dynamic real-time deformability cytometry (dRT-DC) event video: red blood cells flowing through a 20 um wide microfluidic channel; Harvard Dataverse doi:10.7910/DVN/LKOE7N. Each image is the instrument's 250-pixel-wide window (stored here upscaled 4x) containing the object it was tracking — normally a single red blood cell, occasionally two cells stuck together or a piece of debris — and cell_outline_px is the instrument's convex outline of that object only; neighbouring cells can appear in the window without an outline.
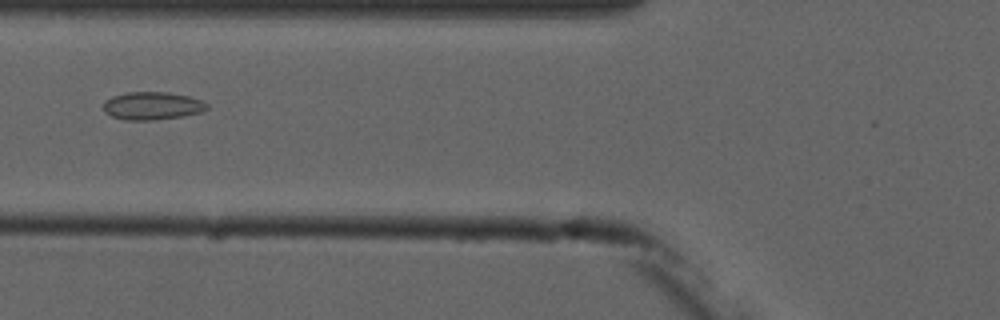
{"species": "common noctule bat (a hibernating species)", "species_latin": "Nyctalus noctula", "temperature_condition": "cold", "stored_images_in_passage": 7, "camera_frame_rate_fps": 3000, "um_per_image_px": 0.085, "animal": {"sex": "male", "forearm_length_mm": 52.5}, "frame": {"image": 1, "passage_image": 3, "time_ms": 3.333, "image_size_px": [1000, 320], "cell_outline_px": [[208, 108], [200, 112], [184, 116], [152, 120], [124, 120], [112, 116], [104, 112], [104, 100], [112, 96], [128, 92], [168, 92], [188, 96], [200, 100], [208, 104]], "centroid_in_image_um": [12.92, 8.99], "position_along_channel_um": 112.9, "area_um2": 16.82}}
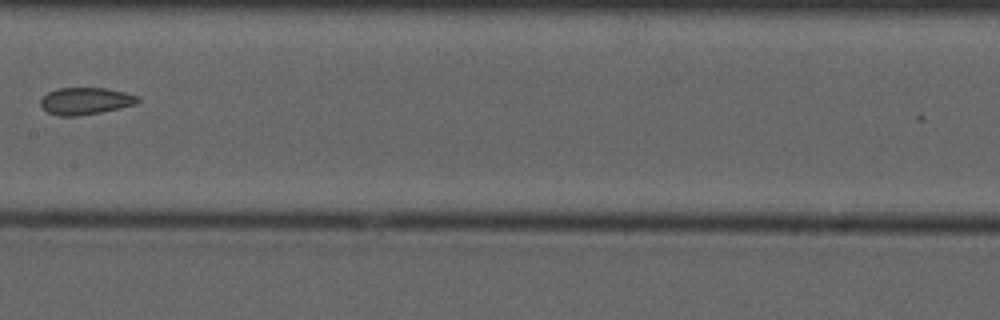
{"frame": {"image": 2, "passage_image": 5, "time_ms": 5.667, "image_size_px": [1000, 320], "cell_outline_px": [[140, 100], [136, 104], [100, 112], [76, 116], [56, 116], [48, 112], [40, 104], [40, 100], [48, 92], [56, 88], [104, 88], [124, 92], [140, 96]], "centroid_in_image_um": [7.26, 8.58], "position_along_channel_um": 200.1, "area_um2": 15.26}}
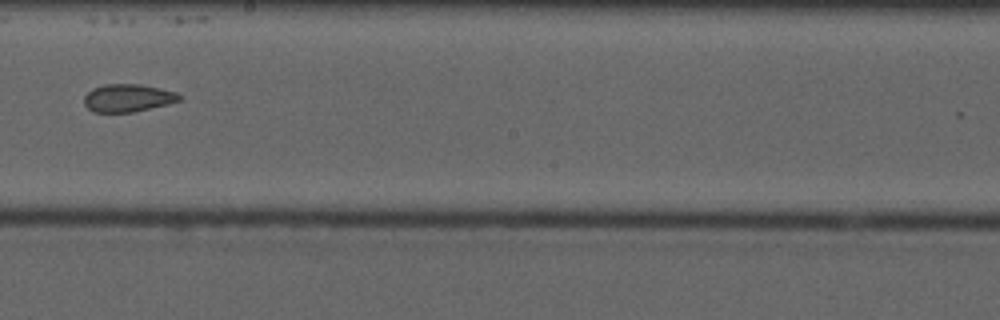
{"frame": {"image": 3, "passage_image": 6, "time_ms": 6.667, "image_size_px": [1000, 320], "cell_outline_px": [[184, 96], [180, 100], [168, 104], [132, 112], [96, 112], [88, 108], [84, 104], [84, 96], [92, 88], [104, 84], [140, 84], [160, 88], [176, 92]], "centroid_in_image_um": [10.88, 8.32], "position_along_channel_um": 237.3, "area_um2": 15.43}}